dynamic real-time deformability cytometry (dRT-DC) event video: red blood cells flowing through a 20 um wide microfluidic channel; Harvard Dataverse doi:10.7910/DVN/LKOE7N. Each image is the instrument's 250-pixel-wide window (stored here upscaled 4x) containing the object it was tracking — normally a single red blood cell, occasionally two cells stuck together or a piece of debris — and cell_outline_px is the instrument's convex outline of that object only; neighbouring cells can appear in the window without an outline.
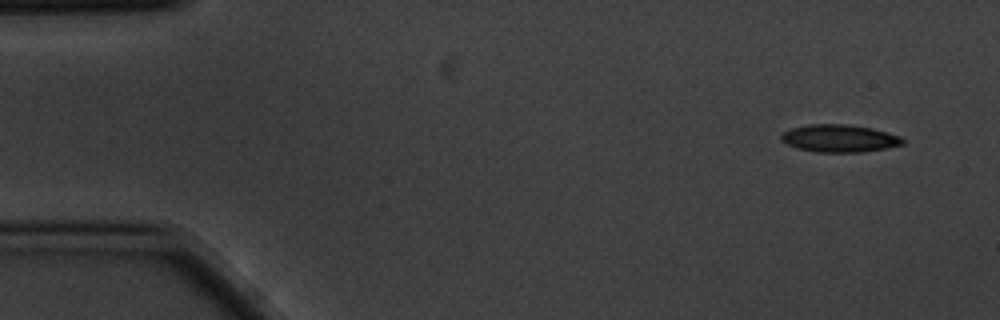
{"species": "common noctule bat (a hibernating species)", "species_latin": "Nyctalus noctula", "temperature_condition": "cold", "stored_images_in_passage": 16, "camera_frame_rate_fps": 3000, "um_per_image_px": 0.085, "animal": {"sex": "male", "body_mass_g": 20.1, "forearm_length_mm": 53.5}, "frame": {"image": 1, "passage_image": 1, "time_ms": 0.0, "image_size_px": [1000, 320], "cell_outline_px": [[904, 144], [884, 148], [860, 152], [816, 152], [796, 148], [780, 140], [780, 136], [784, 132], [792, 128], [808, 124], [848, 124], [872, 128], [900, 136], [904, 140]], "centroid_in_image_um": [71.33, 11.75], "position_along_channel_um": 13.7, "area_um2": 19.42}}
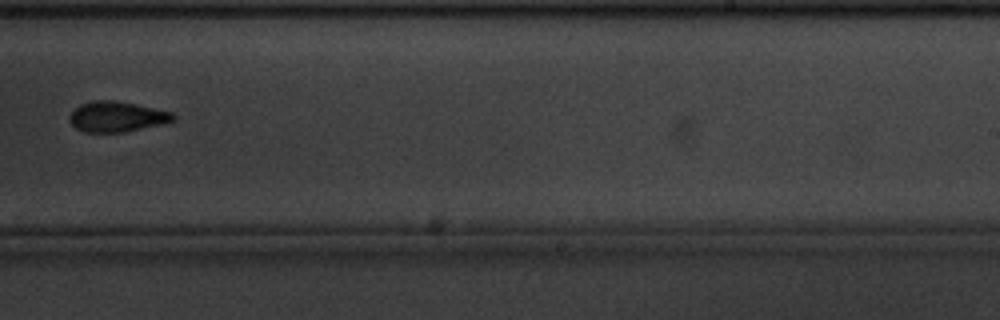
{"frame": {"image": 2, "passage_image": 10, "time_ms": 3.0, "image_size_px": [1000, 320], "cell_outline_px": [[176, 116], [172, 120], [160, 124], [124, 132], [84, 132], [76, 128], [72, 124], [72, 112], [80, 104], [92, 100], [112, 100], [136, 104], [172, 112]], "centroid_in_image_um": [9.93, 9.91], "position_along_channel_um": 279.1, "area_um2": 17.98}}
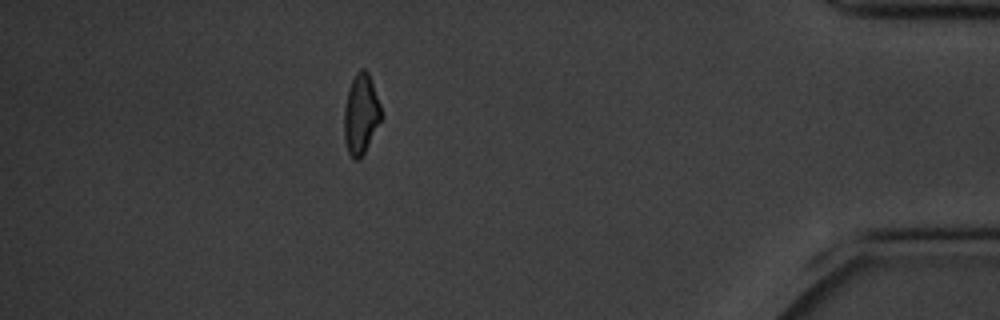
{"frame": {"image": 3, "passage_image": 14, "time_ms": 4.333, "image_size_px": [1000, 320], "cell_outline_px": [[380, 120], [360, 160], [356, 160], [348, 152], [344, 140], [344, 108], [348, 88], [356, 72], [360, 68], [364, 68], [368, 72], [380, 104]], "centroid_in_image_um": [30.64, 9.68], "position_along_channel_um": 404.6, "area_um2": 16.99}}